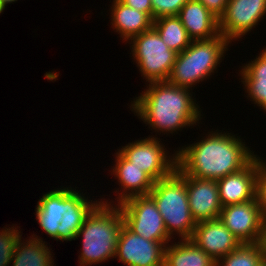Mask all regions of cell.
<instances>
[{
	"label": "cell",
	"instance_id": "obj_1",
	"mask_svg": "<svg viewBox=\"0 0 266 266\" xmlns=\"http://www.w3.org/2000/svg\"><path fill=\"white\" fill-rule=\"evenodd\" d=\"M208 132L199 142L177 150V169L184 175L219 180L248 165L256 155L240 137L229 132Z\"/></svg>",
	"mask_w": 266,
	"mask_h": 266
},
{
	"label": "cell",
	"instance_id": "obj_2",
	"mask_svg": "<svg viewBox=\"0 0 266 266\" xmlns=\"http://www.w3.org/2000/svg\"><path fill=\"white\" fill-rule=\"evenodd\" d=\"M191 90L168 81L151 82L130 108L145 124L162 133H172L199 124L201 110ZM182 128V129H181Z\"/></svg>",
	"mask_w": 266,
	"mask_h": 266
},
{
	"label": "cell",
	"instance_id": "obj_3",
	"mask_svg": "<svg viewBox=\"0 0 266 266\" xmlns=\"http://www.w3.org/2000/svg\"><path fill=\"white\" fill-rule=\"evenodd\" d=\"M103 200L86 216L76 235L77 239L82 236L80 266L105 263L115 257L124 218L117 203Z\"/></svg>",
	"mask_w": 266,
	"mask_h": 266
},
{
	"label": "cell",
	"instance_id": "obj_4",
	"mask_svg": "<svg viewBox=\"0 0 266 266\" xmlns=\"http://www.w3.org/2000/svg\"><path fill=\"white\" fill-rule=\"evenodd\" d=\"M229 44L231 43L221 33L207 40H192L184 51L177 54L167 81L190 89L200 81L209 79L222 62Z\"/></svg>",
	"mask_w": 266,
	"mask_h": 266
},
{
	"label": "cell",
	"instance_id": "obj_5",
	"mask_svg": "<svg viewBox=\"0 0 266 266\" xmlns=\"http://www.w3.org/2000/svg\"><path fill=\"white\" fill-rule=\"evenodd\" d=\"M148 195L163 217L168 234L172 237L177 233L181 239H190L196 221L189 207L186 175L176 169L170 176L155 181Z\"/></svg>",
	"mask_w": 266,
	"mask_h": 266
},
{
	"label": "cell",
	"instance_id": "obj_6",
	"mask_svg": "<svg viewBox=\"0 0 266 266\" xmlns=\"http://www.w3.org/2000/svg\"><path fill=\"white\" fill-rule=\"evenodd\" d=\"M128 42L133 60L146 82L168 80L177 53L166 45L153 26Z\"/></svg>",
	"mask_w": 266,
	"mask_h": 266
},
{
	"label": "cell",
	"instance_id": "obj_7",
	"mask_svg": "<svg viewBox=\"0 0 266 266\" xmlns=\"http://www.w3.org/2000/svg\"><path fill=\"white\" fill-rule=\"evenodd\" d=\"M124 224L135 234L149 241L164 243L172 239L168 234L163 217L149 195L133 196L118 204Z\"/></svg>",
	"mask_w": 266,
	"mask_h": 266
},
{
	"label": "cell",
	"instance_id": "obj_8",
	"mask_svg": "<svg viewBox=\"0 0 266 266\" xmlns=\"http://www.w3.org/2000/svg\"><path fill=\"white\" fill-rule=\"evenodd\" d=\"M159 140L158 137L150 136L131 142L118 151L134 166L158 181L170 176L177 169V151L169 155L167 148Z\"/></svg>",
	"mask_w": 266,
	"mask_h": 266
},
{
	"label": "cell",
	"instance_id": "obj_9",
	"mask_svg": "<svg viewBox=\"0 0 266 266\" xmlns=\"http://www.w3.org/2000/svg\"><path fill=\"white\" fill-rule=\"evenodd\" d=\"M219 218L241 243L263 242L266 222L256 199L222 207Z\"/></svg>",
	"mask_w": 266,
	"mask_h": 266
},
{
	"label": "cell",
	"instance_id": "obj_10",
	"mask_svg": "<svg viewBox=\"0 0 266 266\" xmlns=\"http://www.w3.org/2000/svg\"><path fill=\"white\" fill-rule=\"evenodd\" d=\"M266 16V0H228L219 32L230 42L245 36Z\"/></svg>",
	"mask_w": 266,
	"mask_h": 266
},
{
	"label": "cell",
	"instance_id": "obj_11",
	"mask_svg": "<svg viewBox=\"0 0 266 266\" xmlns=\"http://www.w3.org/2000/svg\"><path fill=\"white\" fill-rule=\"evenodd\" d=\"M165 249L164 243L146 240L123 223L115 258L126 266H164Z\"/></svg>",
	"mask_w": 266,
	"mask_h": 266
},
{
	"label": "cell",
	"instance_id": "obj_12",
	"mask_svg": "<svg viewBox=\"0 0 266 266\" xmlns=\"http://www.w3.org/2000/svg\"><path fill=\"white\" fill-rule=\"evenodd\" d=\"M190 240L215 262L234 251L241 244L220 218L197 222Z\"/></svg>",
	"mask_w": 266,
	"mask_h": 266
},
{
	"label": "cell",
	"instance_id": "obj_13",
	"mask_svg": "<svg viewBox=\"0 0 266 266\" xmlns=\"http://www.w3.org/2000/svg\"><path fill=\"white\" fill-rule=\"evenodd\" d=\"M186 186L191 215L196 223L219 218L222 206L217 180L186 175Z\"/></svg>",
	"mask_w": 266,
	"mask_h": 266
},
{
	"label": "cell",
	"instance_id": "obj_14",
	"mask_svg": "<svg viewBox=\"0 0 266 266\" xmlns=\"http://www.w3.org/2000/svg\"><path fill=\"white\" fill-rule=\"evenodd\" d=\"M257 155L241 170L217 180L221 206L256 199Z\"/></svg>",
	"mask_w": 266,
	"mask_h": 266
},
{
	"label": "cell",
	"instance_id": "obj_15",
	"mask_svg": "<svg viewBox=\"0 0 266 266\" xmlns=\"http://www.w3.org/2000/svg\"><path fill=\"white\" fill-rule=\"evenodd\" d=\"M115 166H112V172L114 177L118 179L121 185L120 191L116 199L120 204L124 200L133 197L148 195L154 186V180L141 168L134 166L129 162L119 151L115 153Z\"/></svg>",
	"mask_w": 266,
	"mask_h": 266
},
{
	"label": "cell",
	"instance_id": "obj_16",
	"mask_svg": "<svg viewBox=\"0 0 266 266\" xmlns=\"http://www.w3.org/2000/svg\"><path fill=\"white\" fill-rule=\"evenodd\" d=\"M84 195L83 192L80 193L71 186L65 187V213L62 215L63 218L57 228L59 241L75 240L84 219L100 202L88 200V197L86 198Z\"/></svg>",
	"mask_w": 266,
	"mask_h": 266
},
{
	"label": "cell",
	"instance_id": "obj_17",
	"mask_svg": "<svg viewBox=\"0 0 266 266\" xmlns=\"http://www.w3.org/2000/svg\"><path fill=\"white\" fill-rule=\"evenodd\" d=\"M177 17L192 40H207L220 34L219 19L198 0H188Z\"/></svg>",
	"mask_w": 266,
	"mask_h": 266
},
{
	"label": "cell",
	"instance_id": "obj_18",
	"mask_svg": "<svg viewBox=\"0 0 266 266\" xmlns=\"http://www.w3.org/2000/svg\"><path fill=\"white\" fill-rule=\"evenodd\" d=\"M111 12V25L125 41L149 30L153 20L144 12L133 9L120 0H113Z\"/></svg>",
	"mask_w": 266,
	"mask_h": 266
},
{
	"label": "cell",
	"instance_id": "obj_19",
	"mask_svg": "<svg viewBox=\"0 0 266 266\" xmlns=\"http://www.w3.org/2000/svg\"><path fill=\"white\" fill-rule=\"evenodd\" d=\"M36 220L44 232L58 241V226L65 213V188L51 190L39 199Z\"/></svg>",
	"mask_w": 266,
	"mask_h": 266
},
{
	"label": "cell",
	"instance_id": "obj_20",
	"mask_svg": "<svg viewBox=\"0 0 266 266\" xmlns=\"http://www.w3.org/2000/svg\"><path fill=\"white\" fill-rule=\"evenodd\" d=\"M255 58L242 66L239 73L247 97L266 112V47Z\"/></svg>",
	"mask_w": 266,
	"mask_h": 266
},
{
	"label": "cell",
	"instance_id": "obj_21",
	"mask_svg": "<svg viewBox=\"0 0 266 266\" xmlns=\"http://www.w3.org/2000/svg\"><path fill=\"white\" fill-rule=\"evenodd\" d=\"M216 262L190 239H180L165 249L164 266H215Z\"/></svg>",
	"mask_w": 266,
	"mask_h": 266
},
{
	"label": "cell",
	"instance_id": "obj_22",
	"mask_svg": "<svg viewBox=\"0 0 266 266\" xmlns=\"http://www.w3.org/2000/svg\"><path fill=\"white\" fill-rule=\"evenodd\" d=\"M25 241L19 239L12 256V266H55L46 242L37 234Z\"/></svg>",
	"mask_w": 266,
	"mask_h": 266
},
{
	"label": "cell",
	"instance_id": "obj_23",
	"mask_svg": "<svg viewBox=\"0 0 266 266\" xmlns=\"http://www.w3.org/2000/svg\"><path fill=\"white\" fill-rule=\"evenodd\" d=\"M153 27L166 45L177 54L192 42L186 28L177 16H162L153 20Z\"/></svg>",
	"mask_w": 266,
	"mask_h": 266
},
{
	"label": "cell",
	"instance_id": "obj_24",
	"mask_svg": "<svg viewBox=\"0 0 266 266\" xmlns=\"http://www.w3.org/2000/svg\"><path fill=\"white\" fill-rule=\"evenodd\" d=\"M265 259L263 242L241 243L234 251L219 259L215 266H260Z\"/></svg>",
	"mask_w": 266,
	"mask_h": 266
},
{
	"label": "cell",
	"instance_id": "obj_25",
	"mask_svg": "<svg viewBox=\"0 0 266 266\" xmlns=\"http://www.w3.org/2000/svg\"><path fill=\"white\" fill-rule=\"evenodd\" d=\"M18 227L20 228V226L4 227L3 230H0V266H9L11 264L16 245L19 239L22 238Z\"/></svg>",
	"mask_w": 266,
	"mask_h": 266
},
{
	"label": "cell",
	"instance_id": "obj_26",
	"mask_svg": "<svg viewBox=\"0 0 266 266\" xmlns=\"http://www.w3.org/2000/svg\"><path fill=\"white\" fill-rule=\"evenodd\" d=\"M256 200L266 222V162L257 156Z\"/></svg>",
	"mask_w": 266,
	"mask_h": 266
},
{
	"label": "cell",
	"instance_id": "obj_27",
	"mask_svg": "<svg viewBox=\"0 0 266 266\" xmlns=\"http://www.w3.org/2000/svg\"><path fill=\"white\" fill-rule=\"evenodd\" d=\"M188 0H151L153 20L162 16H177Z\"/></svg>",
	"mask_w": 266,
	"mask_h": 266
},
{
	"label": "cell",
	"instance_id": "obj_28",
	"mask_svg": "<svg viewBox=\"0 0 266 266\" xmlns=\"http://www.w3.org/2000/svg\"><path fill=\"white\" fill-rule=\"evenodd\" d=\"M218 19L224 14L228 0H198Z\"/></svg>",
	"mask_w": 266,
	"mask_h": 266
},
{
	"label": "cell",
	"instance_id": "obj_29",
	"mask_svg": "<svg viewBox=\"0 0 266 266\" xmlns=\"http://www.w3.org/2000/svg\"><path fill=\"white\" fill-rule=\"evenodd\" d=\"M125 5L146 13L153 20V9L151 0H120Z\"/></svg>",
	"mask_w": 266,
	"mask_h": 266
},
{
	"label": "cell",
	"instance_id": "obj_30",
	"mask_svg": "<svg viewBox=\"0 0 266 266\" xmlns=\"http://www.w3.org/2000/svg\"><path fill=\"white\" fill-rule=\"evenodd\" d=\"M17 0H0L1 5L5 8L7 4L16 2Z\"/></svg>",
	"mask_w": 266,
	"mask_h": 266
},
{
	"label": "cell",
	"instance_id": "obj_31",
	"mask_svg": "<svg viewBox=\"0 0 266 266\" xmlns=\"http://www.w3.org/2000/svg\"><path fill=\"white\" fill-rule=\"evenodd\" d=\"M264 247H265V253H266V223H265V231H264V239H263Z\"/></svg>",
	"mask_w": 266,
	"mask_h": 266
},
{
	"label": "cell",
	"instance_id": "obj_32",
	"mask_svg": "<svg viewBox=\"0 0 266 266\" xmlns=\"http://www.w3.org/2000/svg\"><path fill=\"white\" fill-rule=\"evenodd\" d=\"M5 8L1 5V3H0V14L3 12V10H4Z\"/></svg>",
	"mask_w": 266,
	"mask_h": 266
},
{
	"label": "cell",
	"instance_id": "obj_33",
	"mask_svg": "<svg viewBox=\"0 0 266 266\" xmlns=\"http://www.w3.org/2000/svg\"><path fill=\"white\" fill-rule=\"evenodd\" d=\"M260 266H266V259L262 262Z\"/></svg>",
	"mask_w": 266,
	"mask_h": 266
}]
</instances>
